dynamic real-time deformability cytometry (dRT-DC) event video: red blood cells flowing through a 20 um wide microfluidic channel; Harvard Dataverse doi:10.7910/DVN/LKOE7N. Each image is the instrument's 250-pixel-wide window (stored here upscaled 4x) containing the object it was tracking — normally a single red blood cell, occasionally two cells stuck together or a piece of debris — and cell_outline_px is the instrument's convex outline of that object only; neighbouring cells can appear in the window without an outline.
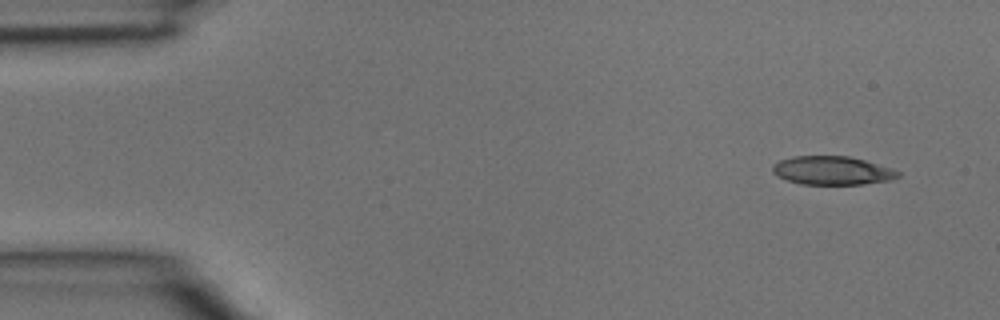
{"species": "common noctule bat (a hibernating species)", "species_latin": "Nyctalus noctula", "temperature_condition": "room temperature", "stored_images_in_passage": 4, "segment_of_instrument_passage": [2, 2], "camera_frame_rate_fps": 3000, "um_per_image_px": 0.085, "animal": {"sex": "male", "body_mass_g": 15.6}, "frame": {"image": 1, "passage_image": 4, "time_ms": 1.0, "image_size_px": [1000, 320], "cell_outline_px": [[900, 176], [888, 180], [860, 184], [800, 184], [788, 180], [772, 172], [772, 164], [780, 160], [792, 156], [848, 156], [864, 160], [892, 168], [900, 172]], "centroid_in_image_um": [70.72, 14.48], "position_along_channel_um": 14.3, "area_um2": 20.69}}